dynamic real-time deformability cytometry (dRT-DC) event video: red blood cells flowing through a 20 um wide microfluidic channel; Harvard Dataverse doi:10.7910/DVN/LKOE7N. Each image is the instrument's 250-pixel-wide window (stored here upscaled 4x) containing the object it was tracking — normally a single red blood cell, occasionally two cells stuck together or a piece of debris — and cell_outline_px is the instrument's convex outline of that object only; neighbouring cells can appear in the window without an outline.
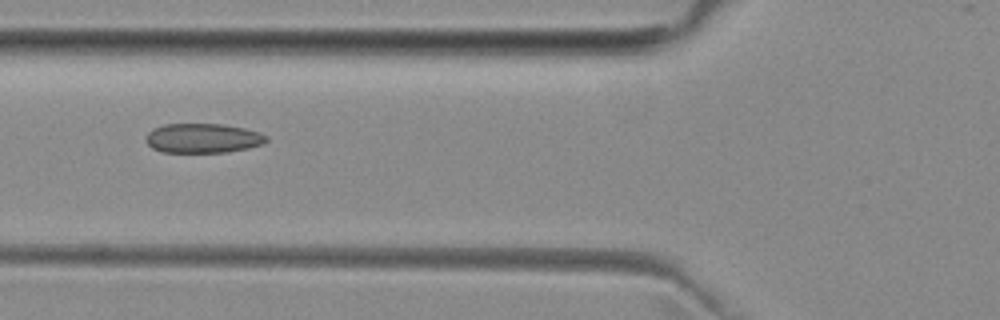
{"species": "common noctule bat (a hibernating species)", "species_latin": "Nyctalus noctula", "temperature_condition": "room temperature", "stored_images_in_passage": 2, "camera_frame_rate_fps": 3000, "um_per_image_px": 0.085, "animal": {"sex": "female", "body_mass_g": 29.2, "forearm_length_mm": 56.3}, "frame": {"image": 1, "passage_image": 2, "time_ms": 1.0, "image_size_px": [1000, 320], "cell_outline_px": [[268, 140], [264, 144], [248, 148], [224, 152], [164, 152], [152, 148], [144, 140], [144, 136], [152, 128], [164, 124], [224, 124], [244, 128], [260, 132], [268, 136]], "centroid_in_image_um": [17.23, 11.74], "position_along_channel_um": 108.6, "area_um2": 20.92}}